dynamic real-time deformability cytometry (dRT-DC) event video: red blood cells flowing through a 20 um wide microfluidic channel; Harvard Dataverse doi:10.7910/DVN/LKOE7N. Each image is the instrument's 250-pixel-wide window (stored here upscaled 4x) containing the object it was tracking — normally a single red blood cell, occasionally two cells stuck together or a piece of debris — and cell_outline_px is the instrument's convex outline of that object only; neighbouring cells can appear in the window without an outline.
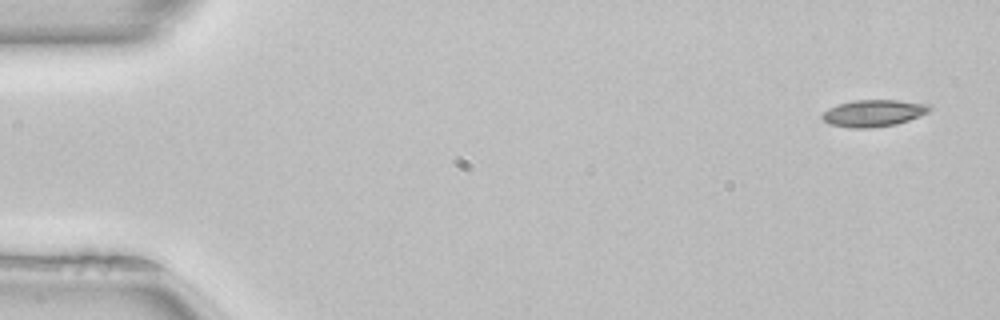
{"species": "common noctule bat (a hibernating species)", "species_latin": "Nyctalus noctula", "temperature_condition": "room temperature", "stored_images_in_passage": 50, "camera_frame_rate_fps": 3000, "um_per_image_px": 0.085, "animal": {"sex": "female", "body_mass_g": 22.7, "forearm_length_mm": 54.2}, "frame": {"image": 1, "passage_image": 1, "time_ms": 0.0, "image_size_px": [1000, 320], "cell_outline_px": [[932, 108], [928, 112], [920, 116], [896, 124], [872, 128], [852, 128], [828, 124], [820, 116], [828, 108], [840, 104], [856, 100], [896, 100], [932, 104]], "centroid_in_image_um": [74.27, 9.62], "position_along_channel_um": 10.7, "area_um2": 16.82}}
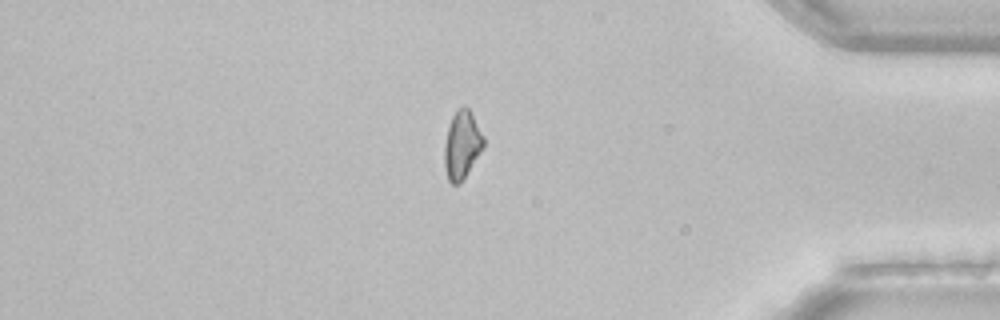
{"frame": {"image": 2, "passage_image": 42, "time_ms": 13.667, "image_size_px": [1000, 320], "cell_outline_px": [[484, 144], [460, 184], [452, 184], [448, 180], [444, 168], [444, 144], [448, 128], [452, 116], [464, 104], [468, 108], [484, 136]], "centroid_in_image_um": [39.24, 12.32], "position_along_channel_um": 396.0, "area_um2": 15.2}}
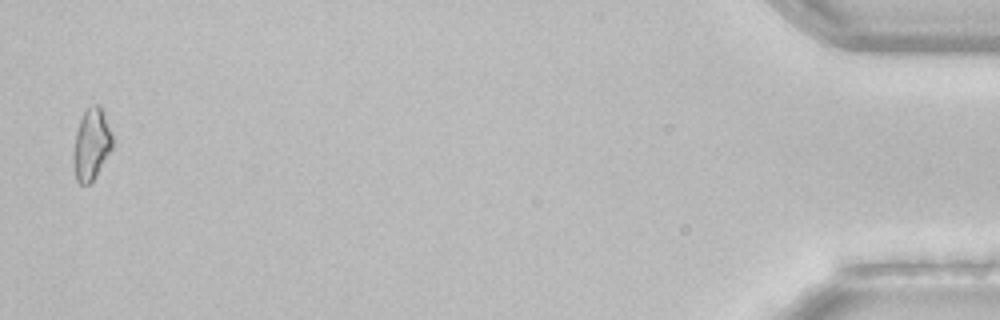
{"frame": {"image": 3, "passage_image": 49, "time_ms": 16.0, "image_size_px": [1000, 320], "cell_outline_px": [[112, 148], [96, 176], [88, 184], [80, 184], [76, 180], [72, 160], [72, 152], [76, 132], [80, 120], [84, 112], [88, 108], [96, 104], [100, 104], [104, 112], [112, 132]], "centroid_in_image_um": [7.76, 12.27], "position_along_channel_um": 427.4, "area_um2": 16.36}}